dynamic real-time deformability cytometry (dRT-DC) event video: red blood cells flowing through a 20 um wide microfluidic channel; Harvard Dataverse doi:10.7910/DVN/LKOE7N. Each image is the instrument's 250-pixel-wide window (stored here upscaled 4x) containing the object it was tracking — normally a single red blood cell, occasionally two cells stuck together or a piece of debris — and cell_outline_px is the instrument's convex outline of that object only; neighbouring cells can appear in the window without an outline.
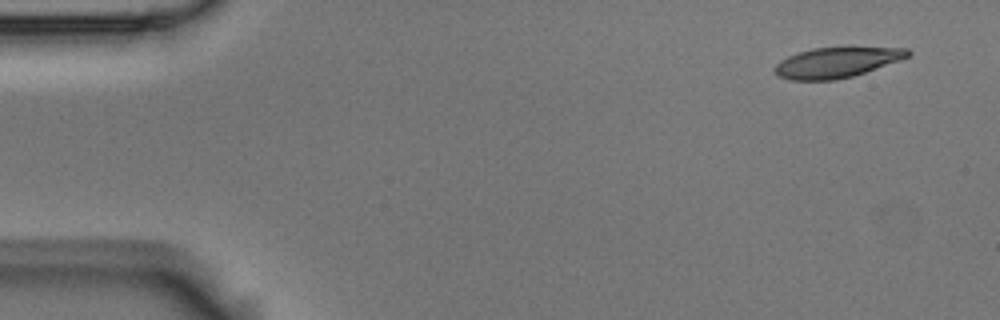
{"species": "Egyptian fruit bat (a non-hibernating species)", "species_latin": "Rousettus aegyptiacus", "temperature_condition": "room temperature", "stored_images_in_passage": 6, "camera_frame_rate_fps": 3000, "um_per_image_px": 0.085, "animal": {"sex": "male"}, "frame": {"image": 1, "passage_image": 1, "time_ms": 0.0, "image_size_px": [1000, 320], "cell_outline_px": [[912, 52], [908, 56], [900, 60], [852, 76], [836, 80], [792, 80], [776, 76], [772, 68], [780, 60], [788, 56], [812, 48], [848, 44], [852, 44], [908, 48]], "centroid_in_image_um": [71.15, 5.24], "position_along_channel_um": 13.8, "area_um2": 24.68}}
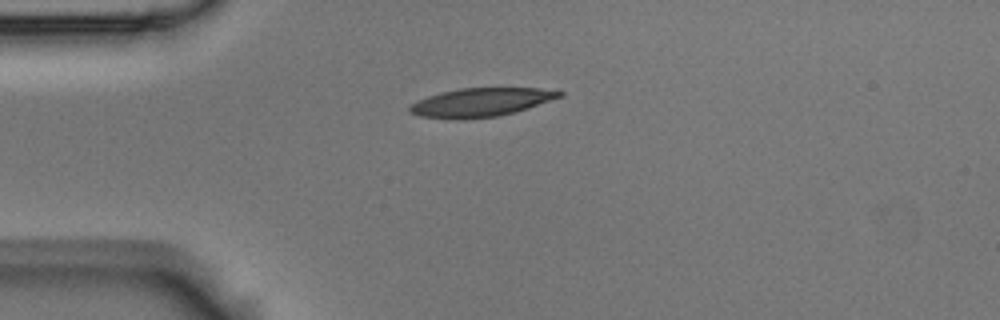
{"frame": {"image": 2, "passage_image": 4, "time_ms": 1.0, "image_size_px": [1000, 320], "cell_outline_px": [[564, 96], [528, 108], [496, 116], [464, 120], [420, 116], [408, 112], [408, 108], [412, 104], [428, 96], [440, 92], [460, 88], [540, 88], [564, 92]], "centroid_in_image_um": [40.88, 8.7], "position_along_channel_um": 44.1, "area_um2": 24.85}}
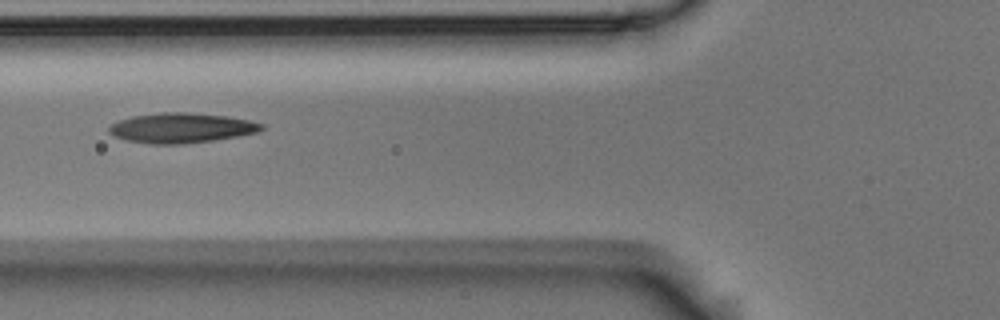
{"frame": {"image": 3, "passage_image": 6, "time_ms": 1.667, "image_size_px": [1000, 320], "cell_outline_px": [[264, 128], [260, 132], [188, 144], [152, 144], [124, 140], [108, 132], [108, 128], [112, 124], [120, 120], [132, 116], [160, 112], [184, 112], [224, 116], [248, 120], [264, 124]], "centroid_in_image_um": [15.4, 10.88], "position_along_channel_um": 110.4, "area_um2": 26.53}}